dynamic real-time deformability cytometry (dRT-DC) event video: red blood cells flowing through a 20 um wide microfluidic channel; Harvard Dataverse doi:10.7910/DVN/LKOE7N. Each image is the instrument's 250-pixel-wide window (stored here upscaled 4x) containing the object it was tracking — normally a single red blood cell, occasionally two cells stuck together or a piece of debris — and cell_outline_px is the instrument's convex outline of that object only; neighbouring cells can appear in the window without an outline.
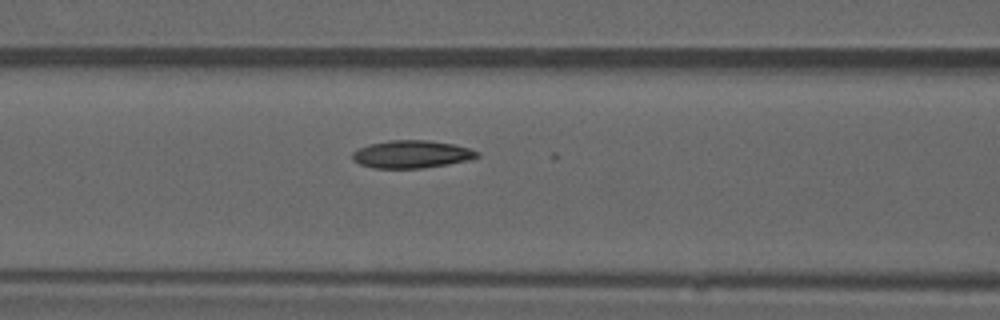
{"species": "common noctule bat (a hibernating species)", "species_latin": "Nyctalus noctula", "temperature_condition": "warm", "stored_images_in_passage": 41, "camera_frame_rate_fps": 3000, "um_per_image_px": 0.085, "animal": {"sex": "male", "forearm_length_mm": 52.5}, "frame": {"image": 1, "passage_image": 11, "time_ms": 3.333, "image_size_px": [1000, 320], "cell_outline_px": [[480, 156], [468, 160], [448, 164], [420, 168], [376, 168], [360, 164], [352, 160], [352, 152], [368, 144], [388, 140], [428, 140], [452, 144], [468, 148], [480, 152]], "centroid_in_image_um": [34.97, 13.1], "position_along_channel_um": 131.6, "area_um2": 20.06}, "authors_computed_cell_mechanics": {"area_um2": 19.3052, "velocity_mm_per_s": 3.9561, "shape_relaxation_time_tau1_ms": null, "shape_relaxation_time_tau2_ms": 3.3188, "deformation_change_tau1": null, "deformation_change_tau2": 0.0854}}